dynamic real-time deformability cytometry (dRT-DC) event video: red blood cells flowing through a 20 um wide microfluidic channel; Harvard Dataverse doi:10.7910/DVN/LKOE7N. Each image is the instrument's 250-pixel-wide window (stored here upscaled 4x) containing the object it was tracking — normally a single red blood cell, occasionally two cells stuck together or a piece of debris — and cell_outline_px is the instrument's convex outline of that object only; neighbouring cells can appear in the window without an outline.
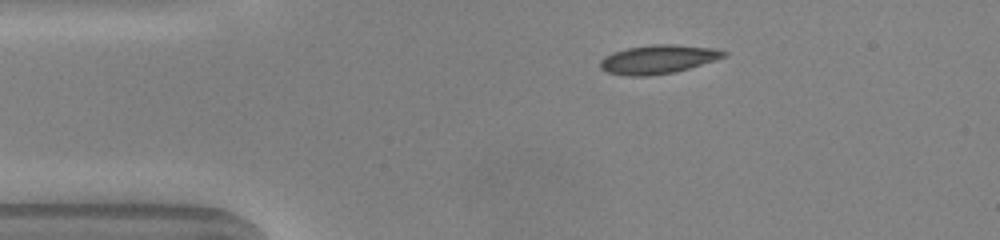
{"species": "common noctule bat (a hibernating species)", "species_latin": "Nyctalus noctula", "temperature_condition": "warm", "stored_images_in_passage": 43, "segment_of_instrument_passage": [1, 2], "camera_frame_rate_fps": 3000, "um_per_image_px": 0.085, "animal": {"sex": "male", "body_mass_g": 20.0, "forearm_length_mm": 53.3}, "frame": {"image": 1, "passage_image": 1, "time_ms": 0.0, "image_size_px": [1000, 240], "cell_outline_px": [[728, 56], [716, 60], [676, 72], [648, 76], [628, 76], [608, 72], [600, 68], [600, 60], [604, 56], [612, 52], [628, 48], [652, 44], [672, 44], [716, 48], [728, 52]], "centroid_in_image_um": [55.97, 5.04], "position_along_channel_um": 29.0, "area_um2": 20.92}}
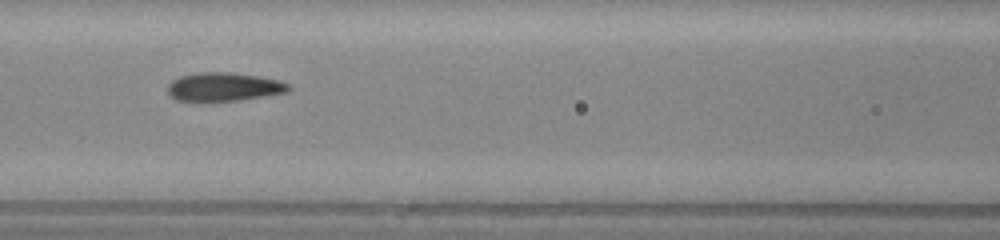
{"frame": {"image": 2, "passage_image": 13, "time_ms": 4.0, "image_size_px": [1000, 240], "cell_outline_px": [[292, 88], [288, 92], [240, 100], [176, 100], [168, 92], [168, 84], [172, 80], [180, 76], [196, 72], [232, 72], [280, 80], [288, 84]], "centroid_in_image_um": [19.05, 7.36], "position_along_channel_um": 147.6, "area_um2": 19.94}}
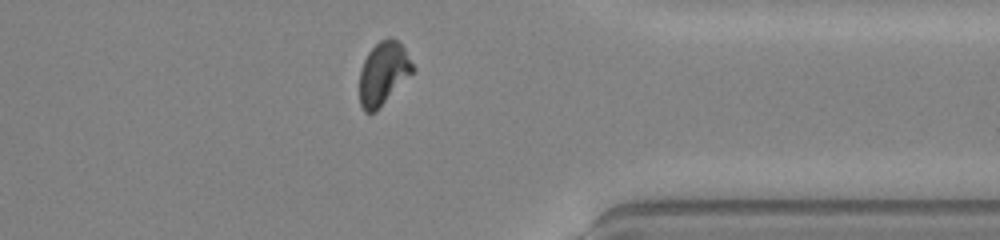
{"frame": {"image": 3, "passage_image": 31, "time_ms": 10.0, "image_size_px": [1000, 240], "cell_outline_px": [[416, 68], [376, 112], [364, 112], [360, 104], [360, 68], [368, 52], [380, 40], [388, 36], [392, 36], [404, 48]], "centroid_in_image_um": [32.58, 6.22], "position_along_channel_um": 378.8, "area_um2": 19.48}}